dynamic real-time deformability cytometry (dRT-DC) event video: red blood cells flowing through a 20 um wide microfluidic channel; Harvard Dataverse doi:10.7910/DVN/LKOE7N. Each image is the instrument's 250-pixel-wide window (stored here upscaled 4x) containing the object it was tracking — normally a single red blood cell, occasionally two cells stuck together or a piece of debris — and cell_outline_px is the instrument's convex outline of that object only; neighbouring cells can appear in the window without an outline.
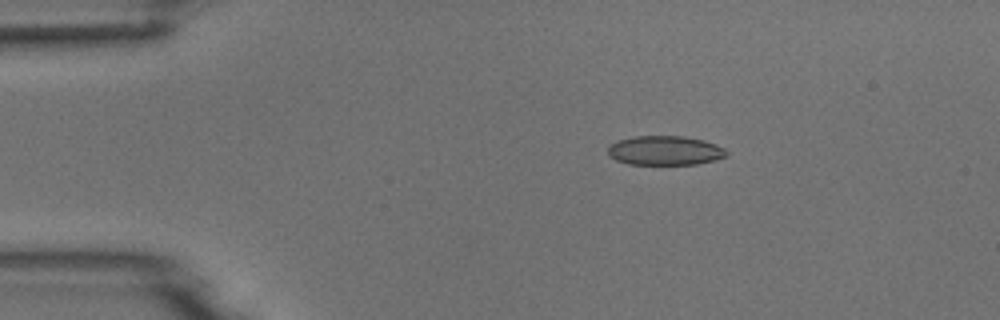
{"species": "common noctule bat (a hibernating species)", "species_latin": "Nyctalus noctula", "temperature_condition": "room temperature", "stored_images_in_passage": 5, "camera_frame_rate_fps": 3000, "um_per_image_px": 0.085, "animal": {"sex": "male", "body_mass_g": 18.8}, "frame": {"image": 1, "passage_image": 3, "time_ms": 2.333, "image_size_px": [1000, 320], "cell_outline_px": [[728, 156], [716, 160], [696, 164], [628, 164], [616, 160], [608, 156], [608, 148], [616, 140], [636, 136], [684, 136], [704, 140], [716, 144], [724, 148], [728, 152]], "centroid_in_image_um": [56.54, 12.79], "position_along_channel_um": 28.5, "area_um2": 20.4}}